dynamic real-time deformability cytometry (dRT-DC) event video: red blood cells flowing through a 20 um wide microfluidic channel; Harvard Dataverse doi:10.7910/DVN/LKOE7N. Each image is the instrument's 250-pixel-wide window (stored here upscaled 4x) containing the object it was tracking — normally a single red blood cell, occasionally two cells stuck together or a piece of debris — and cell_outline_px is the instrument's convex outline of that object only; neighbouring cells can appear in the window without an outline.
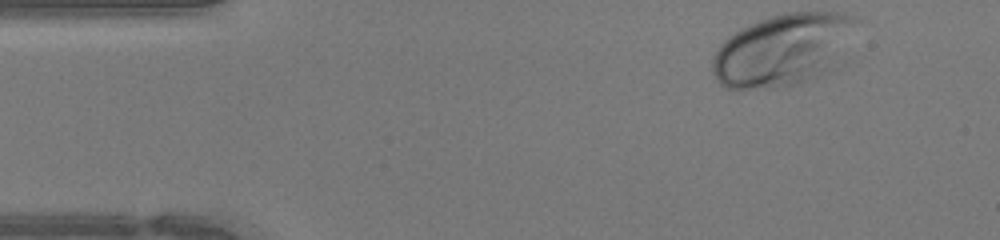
{"species": "human", "species_latin": "Homo sapiens", "temperature_condition": "warm", "stored_images_in_passage": 35, "camera_frame_rate_fps": 3000, "um_per_image_px": 0.085, "donor": {"sex": "female"}, "frame": {"image": 1, "passage_image": 1, "time_ms": 0.0, "image_size_px": [1000, 240], "cell_outline_px": [[856, 20], [828, 68], [820, 76], [796, 84], [776, 88], [724, 88], [720, 84], [712, 72], [712, 56], [720, 44], [728, 36], [760, 20], [772, 16], [788, 12], [840, 12], [852, 16]], "centroid_in_image_um": [66.38, 4.25], "position_along_channel_um": 18.6, "area_um2": 58.32}}
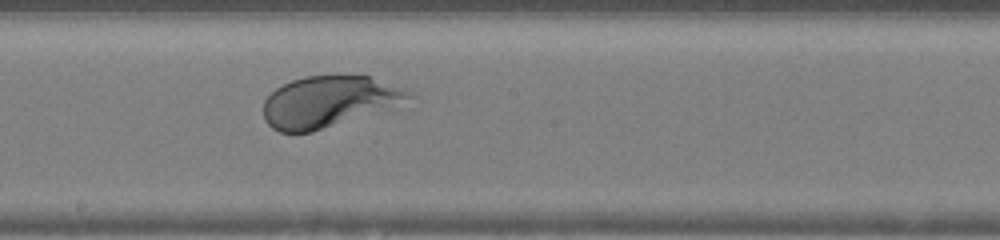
{"frame": {"image": 2, "passage_image": 21, "time_ms": 6.667, "image_size_px": [1000, 240], "cell_outline_px": [[416, 96], [384, 112], [312, 132], [280, 132], [272, 128], [264, 120], [264, 100], [276, 88], [292, 80], [304, 76], [368, 76], [412, 92]], "centroid_in_image_um": [27.97, 8.66], "position_along_channel_um": 220.2, "area_um2": 43.52}}
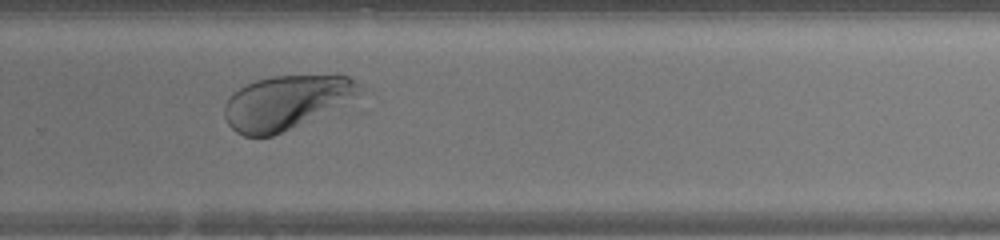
{"frame": {"image": 3, "passage_image": 27, "time_ms": 8.667, "image_size_px": [1000, 240], "cell_outline_px": [[364, 88], [360, 92], [340, 104], [272, 136], [244, 136], [236, 132], [228, 124], [224, 116], [224, 104], [228, 96], [232, 92], [256, 80], [272, 76], [348, 76]], "centroid_in_image_um": [24.2, 8.69], "position_along_channel_um": 305.6, "area_um2": 41.1}}